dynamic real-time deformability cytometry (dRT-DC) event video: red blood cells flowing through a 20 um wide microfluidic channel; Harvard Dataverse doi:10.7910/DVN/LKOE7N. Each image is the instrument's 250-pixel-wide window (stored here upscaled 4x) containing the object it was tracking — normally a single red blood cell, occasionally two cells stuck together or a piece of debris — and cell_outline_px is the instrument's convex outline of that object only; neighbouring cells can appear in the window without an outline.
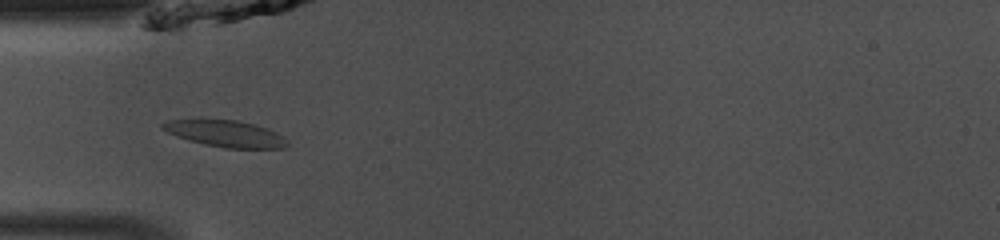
{"species": "common noctule bat (a hibernating species)", "species_latin": "Nyctalus noctula", "temperature_condition": "room temperature", "stored_images_in_passage": 37, "camera_frame_rate_fps": 3000, "um_per_image_px": 0.085, "animal": {"sex": "male", "body_mass_g": 13.0, "forearm_length_mm": 53.1}, "frame": {"image": 1, "passage_image": 4, "time_ms": 1.0, "image_size_px": [1000, 240], "cell_outline_px": [[288, 144], [284, 148], [224, 148], [204, 144], [188, 140], [176, 136], [160, 128], [160, 124], [168, 120], [200, 116], [236, 120], [252, 124], [276, 132], [284, 136], [288, 140]], "centroid_in_image_um": [19.06, 11.31], "position_along_channel_um": 65.9, "area_um2": 20.06}}
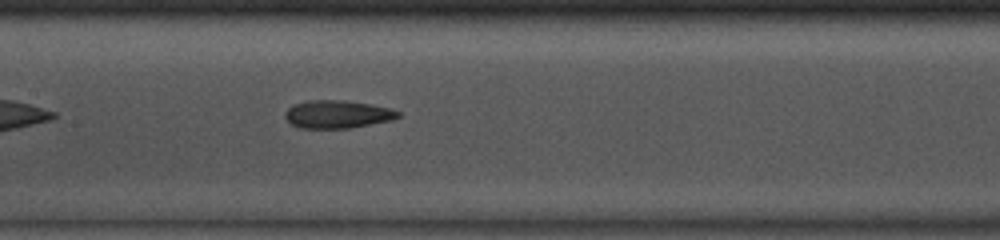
{"frame": {"image": 2, "passage_image": 12, "time_ms": 3.667, "image_size_px": [1000, 240], "cell_outline_px": [[400, 116], [392, 120], [348, 128], [300, 128], [292, 124], [284, 116], [284, 112], [288, 108], [296, 104], [312, 100], [344, 100], [368, 104], [388, 108], [400, 112]], "centroid_in_image_um": [28.66, 9.72], "position_along_channel_um": 178.7, "area_um2": 18.09}}
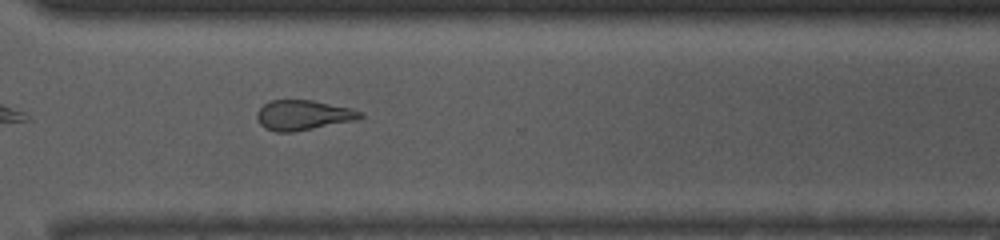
{"frame": {"image": 3, "passage_image": 24, "time_ms": 7.667, "image_size_px": [1000, 240], "cell_outline_px": [[364, 116], [360, 120], [292, 132], [276, 132], [264, 128], [260, 124], [256, 116], [256, 112], [264, 104], [272, 100], [312, 100], [352, 108], [364, 112]], "centroid_in_image_um": [25.82, 9.79], "position_along_channel_um": 344.8, "area_um2": 18.32}, "authors_computed_cell_mechanics": {"area_um2": 18.8428, "velocity_mm_per_s": 4.1744, "shape_relaxation_time_tau1_ms": 10.0854, "shape_relaxation_time_tau2_ms": 2.7896, "deformation_change_tau1": 0.1602, "deformation_change_tau2": 0.1156}}